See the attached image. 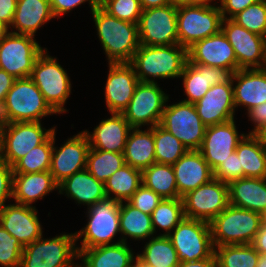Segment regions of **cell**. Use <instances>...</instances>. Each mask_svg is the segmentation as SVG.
<instances>
[{"label": "cell", "mask_w": 266, "mask_h": 267, "mask_svg": "<svg viewBox=\"0 0 266 267\" xmlns=\"http://www.w3.org/2000/svg\"><path fill=\"white\" fill-rule=\"evenodd\" d=\"M156 163L173 165L188 149L160 124L154 126Z\"/></svg>", "instance_id": "cell-42"}, {"label": "cell", "mask_w": 266, "mask_h": 267, "mask_svg": "<svg viewBox=\"0 0 266 267\" xmlns=\"http://www.w3.org/2000/svg\"><path fill=\"white\" fill-rule=\"evenodd\" d=\"M142 185V171L124 164L104 183L106 197L118 202L128 201Z\"/></svg>", "instance_id": "cell-36"}, {"label": "cell", "mask_w": 266, "mask_h": 267, "mask_svg": "<svg viewBox=\"0 0 266 267\" xmlns=\"http://www.w3.org/2000/svg\"><path fill=\"white\" fill-rule=\"evenodd\" d=\"M90 14L107 62H130L140 47L138 24L120 20L100 5Z\"/></svg>", "instance_id": "cell-1"}, {"label": "cell", "mask_w": 266, "mask_h": 267, "mask_svg": "<svg viewBox=\"0 0 266 267\" xmlns=\"http://www.w3.org/2000/svg\"><path fill=\"white\" fill-rule=\"evenodd\" d=\"M44 122L6 123L0 159L13 166L34 147L42 144L56 129L45 128Z\"/></svg>", "instance_id": "cell-14"}, {"label": "cell", "mask_w": 266, "mask_h": 267, "mask_svg": "<svg viewBox=\"0 0 266 267\" xmlns=\"http://www.w3.org/2000/svg\"><path fill=\"white\" fill-rule=\"evenodd\" d=\"M24 247L0 225V266L19 267Z\"/></svg>", "instance_id": "cell-45"}, {"label": "cell", "mask_w": 266, "mask_h": 267, "mask_svg": "<svg viewBox=\"0 0 266 267\" xmlns=\"http://www.w3.org/2000/svg\"><path fill=\"white\" fill-rule=\"evenodd\" d=\"M137 267H145V266L141 265V264L137 261Z\"/></svg>", "instance_id": "cell-65"}, {"label": "cell", "mask_w": 266, "mask_h": 267, "mask_svg": "<svg viewBox=\"0 0 266 267\" xmlns=\"http://www.w3.org/2000/svg\"><path fill=\"white\" fill-rule=\"evenodd\" d=\"M261 224L260 213L229 204L210 222L213 245L252 244Z\"/></svg>", "instance_id": "cell-7"}, {"label": "cell", "mask_w": 266, "mask_h": 267, "mask_svg": "<svg viewBox=\"0 0 266 267\" xmlns=\"http://www.w3.org/2000/svg\"><path fill=\"white\" fill-rule=\"evenodd\" d=\"M131 243L120 242L83 249L78 253V263L83 267H133L137 253L129 245Z\"/></svg>", "instance_id": "cell-30"}, {"label": "cell", "mask_w": 266, "mask_h": 267, "mask_svg": "<svg viewBox=\"0 0 266 267\" xmlns=\"http://www.w3.org/2000/svg\"><path fill=\"white\" fill-rule=\"evenodd\" d=\"M189 63L237 70V58L225 34L218 33L193 43L187 48Z\"/></svg>", "instance_id": "cell-22"}, {"label": "cell", "mask_w": 266, "mask_h": 267, "mask_svg": "<svg viewBox=\"0 0 266 267\" xmlns=\"http://www.w3.org/2000/svg\"><path fill=\"white\" fill-rule=\"evenodd\" d=\"M221 30L234 49L237 70L266 67V37L248 31L232 19H223Z\"/></svg>", "instance_id": "cell-16"}, {"label": "cell", "mask_w": 266, "mask_h": 267, "mask_svg": "<svg viewBox=\"0 0 266 267\" xmlns=\"http://www.w3.org/2000/svg\"><path fill=\"white\" fill-rule=\"evenodd\" d=\"M78 262L75 232L43 235L23 249L19 267H73Z\"/></svg>", "instance_id": "cell-6"}, {"label": "cell", "mask_w": 266, "mask_h": 267, "mask_svg": "<svg viewBox=\"0 0 266 267\" xmlns=\"http://www.w3.org/2000/svg\"><path fill=\"white\" fill-rule=\"evenodd\" d=\"M58 194L74 200L80 207L89 208L106 198L104 183L87 169L74 173L58 185Z\"/></svg>", "instance_id": "cell-29"}, {"label": "cell", "mask_w": 266, "mask_h": 267, "mask_svg": "<svg viewBox=\"0 0 266 267\" xmlns=\"http://www.w3.org/2000/svg\"><path fill=\"white\" fill-rule=\"evenodd\" d=\"M236 122L233 119L223 124L206 127L199 151L212 171L236 151L238 143L247 134L238 130Z\"/></svg>", "instance_id": "cell-19"}, {"label": "cell", "mask_w": 266, "mask_h": 267, "mask_svg": "<svg viewBox=\"0 0 266 267\" xmlns=\"http://www.w3.org/2000/svg\"><path fill=\"white\" fill-rule=\"evenodd\" d=\"M52 115L58 114L30 77L15 79L0 108V116L6 123L42 122Z\"/></svg>", "instance_id": "cell-4"}, {"label": "cell", "mask_w": 266, "mask_h": 267, "mask_svg": "<svg viewBox=\"0 0 266 267\" xmlns=\"http://www.w3.org/2000/svg\"><path fill=\"white\" fill-rule=\"evenodd\" d=\"M259 254L252 244L223 245L214 248L216 267H256Z\"/></svg>", "instance_id": "cell-39"}, {"label": "cell", "mask_w": 266, "mask_h": 267, "mask_svg": "<svg viewBox=\"0 0 266 267\" xmlns=\"http://www.w3.org/2000/svg\"><path fill=\"white\" fill-rule=\"evenodd\" d=\"M162 199V197L142 184L128 202L143 213L151 215Z\"/></svg>", "instance_id": "cell-47"}, {"label": "cell", "mask_w": 266, "mask_h": 267, "mask_svg": "<svg viewBox=\"0 0 266 267\" xmlns=\"http://www.w3.org/2000/svg\"><path fill=\"white\" fill-rule=\"evenodd\" d=\"M178 198L210 182L214 176L213 171L204 160L199 150H188L173 165Z\"/></svg>", "instance_id": "cell-26"}, {"label": "cell", "mask_w": 266, "mask_h": 267, "mask_svg": "<svg viewBox=\"0 0 266 267\" xmlns=\"http://www.w3.org/2000/svg\"><path fill=\"white\" fill-rule=\"evenodd\" d=\"M213 176L217 180L229 184L232 181L244 178L243 169L240 167L239 157L236 153H232L222 162L214 171Z\"/></svg>", "instance_id": "cell-46"}, {"label": "cell", "mask_w": 266, "mask_h": 267, "mask_svg": "<svg viewBox=\"0 0 266 267\" xmlns=\"http://www.w3.org/2000/svg\"><path fill=\"white\" fill-rule=\"evenodd\" d=\"M107 64V79L103 87L105 106L108 113H122L128 107L139 79L129 62Z\"/></svg>", "instance_id": "cell-21"}, {"label": "cell", "mask_w": 266, "mask_h": 267, "mask_svg": "<svg viewBox=\"0 0 266 267\" xmlns=\"http://www.w3.org/2000/svg\"><path fill=\"white\" fill-rule=\"evenodd\" d=\"M53 191L58 193V184L50 171L39 173H13L12 201L34 206L38 200H44Z\"/></svg>", "instance_id": "cell-27"}, {"label": "cell", "mask_w": 266, "mask_h": 267, "mask_svg": "<svg viewBox=\"0 0 266 267\" xmlns=\"http://www.w3.org/2000/svg\"><path fill=\"white\" fill-rule=\"evenodd\" d=\"M15 78L5 70L0 69V108L2 107L7 92L13 86Z\"/></svg>", "instance_id": "cell-53"}, {"label": "cell", "mask_w": 266, "mask_h": 267, "mask_svg": "<svg viewBox=\"0 0 266 267\" xmlns=\"http://www.w3.org/2000/svg\"><path fill=\"white\" fill-rule=\"evenodd\" d=\"M260 0H219L218 5L223 19H232L248 6L258 3Z\"/></svg>", "instance_id": "cell-50"}, {"label": "cell", "mask_w": 266, "mask_h": 267, "mask_svg": "<svg viewBox=\"0 0 266 267\" xmlns=\"http://www.w3.org/2000/svg\"><path fill=\"white\" fill-rule=\"evenodd\" d=\"M177 101L171 104L168 98L160 125L177 137L188 150H199L207 126L198 116L194 104Z\"/></svg>", "instance_id": "cell-11"}, {"label": "cell", "mask_w": 266, "mask_h": 267, "mask_svg": "<svg viewBox=\"0 0 266 267\" xmlns=\"http://www.w3.org/2000/svg\"><path fill=\"white\" fill-rule=\"evenodd\" d=\"M252 246L260 253L266 254V224L262 223L256 234Z\"/></svg>", "instance_id": "cell-54"}, {"label": "cell", "mask_w": 266, "mask_h": 267, "mask_svg": "<svg viewBox=\"0 0 266 267\" xmlns=\"http://www.w3.org/2000/svg\"><path fill=\"white\" fill-rule=\"evenodd\" d=\"M124 164L123 153L90 148L87 155L86 169L98 181L105 183Z\"/></svg>", "instance_id": "cell-40"}, {"label": "cell", "mask_w": 266, "mask_h": 267, "mask_svg": "<svg viewBox=\"0 0 266 267\" xmlns=\"http://www.w3.org/2000/svg\"><path fill=\"white\" fill-rule=\"evenodd\" d=\"M140 4L143 10L149 8L163 7L170 4L169 0H140Z\"/></svg>", "instance_id": "cell-56"}, {"label": "cell", "mask_w": 266, "mask_h": 267, "mask_svg": "<svg viewBox=\"0 0 266 267\" xmlns=\"http://www.w3.org/2000/svg\"><path fill=\"white\" fill-rule=\"evenodd\" d=\"M57 57L47 48L37 57L30 78L37 85L49 106L59 115L68 113L66 103L72 93V80ZM65 106V107H64Z\"/></svg>", "instance_id": "cell-5"}, {"label": "cell", "mask_w": 266, "mask_h": 267, "mask_svg": "<svg viewBox=\"0 0 266 267\" xmlns=\"http://www.w3.org/2000/svg\"><path fill=\"white\" fill-rule=\"evenodd\" d=\"M142 184L163 199L178 198V188L172 165L153 163L142 171Z\"/></svg>", "instance_id": "cell-37"}, {"label": "cell", "mask_w": 266, "mask_h": 267, "mask_svg": "<svg viewBox=\"0 0 266 267\" xmlns=\"http://www.w3.org/2000/svg\"><path fill=\"white\" fill-rule=\"evenodd\" d=\"M9 33V28L4 24L0 23V44L2 43L4 37Z\"/></svg>", "instance_id": "cell-60"}, {"label": "cell", "mask_w": 266, "mask_h": 267, "mask_svg": "<svg viewBox=\"0 0 266 267\" xmlns=\"http://www.w3.org/2000/svg\"><path fill=\"white\" fill-rule=\"evenodd\" d=\"M92 131L82 130L86 135L90 148L124 153L126 141L133 129L122 113H108Z\"/></svg>", "instance_id": "cell-24"}, {"label": "cell", "mask_w": 266, "mask_h": 267, "mask_svg": "<svg viewBox=\"0 0 266 267\" xmlns=\"http://www.w3.org/2000/svg\"><path fill=\"white\" fill-rule=\"evenodd\" d=\"M12 186V166H9L6 162L0 159V209L5 204L12 202Z\"/></svg>", "instance_id": "cell-49"}, {"label": "cell", "mask_w": 266, "mask_h": 267, "mask_svg": "<svg viewBox=\"0 0 266 267\" xmlns=\"http://www.w3.org/2000/svg\"><path fill=\"white\" fill-rule=\"evenodd\" d=\"M237 70H229L223 67H211L197 63L187 62L183 73L180 75L183 95L181 101L195 104L211 88L222 84H233V77Z\"/></svg>", "instance_id": "cell-18"}, {"label": "cell", "mask_w": 266, "mask_h": 267, "mask_svg": "<svg viewBox=\"0 0 266 267\" xmlns=\"http://www.w3.org/2000/svg\"><path fill=\"white\" fill-rule=\"evenodd\" d=\"M180 262L207 259L214 254L210 223L184 217L168 235Z\"/></svg>", "instance_id": "cell-9"}, {"label": "cell", "mask_w": 266, "mask_h": 267, "mask_svg": "<svg viewBox=\"0 0 266 267\" xmlns=\"http://www.w3.org/2000/svg\"><path fill=\"white\" fill-rule=\"evenodd\" d=\"M123 154L125 164L140 171L155 163L154 126L133 128L128 135Z\"/></svg>", "instance_id": "cell-32"}, {"label": "cell", "mask_w": 266, "mask_h": 267, "mask_svg": "<svg viewBox=\"0 0 266 267\" xmlns=\"http://www.w3.org/2000/svg\"><path fill=\"white\" fill-rule=\"evenodd\" d=\"M253 135L266 148V124L261 126Z\"/></svg>", "instance_id": "cell-57"}, {"label": "cell", "mask_w": 266, "mask_h": 267, "mask_svg": "<svg viewBox=\"0 0 266 267\" xmlns=\"http://www.w3.org/2000/svg\"><path fill=\"white\" fill-rule=\"evenodd\" d=\"M183 218L182 198L162 199L151 213L155 235L168 236Z\"/></svg>", "instance_id": "cell-38"}, {"label": "cell", "mask_w": 266, "mask_h": 267, "mask_svg": "<svg viewBox=\"0 0 266 267\" xmlns=\"http://www.w3.org/2000/svg\"><path fill=\"white\" fill-rule=\"evenodd\" d=\"M245 115L252 124L247 134H254L261 126L266 124V102L250 109Z\"/></svg>", "instance_id": "cell-51"}, {"label": "cell", "mask_w": 266, "mask_h": 267, "mask_svg": "<svg viewBox=\"0 0 266 267\" xmlns=\"http://www.w3.org/2000/svg\"><path fill=\"white\" fill-rule=\"evenodd\" d=\"M187 62V48L174 44L140 45L129 63L140 82L158 83V80H179Z\"/></svg>", "instance_id": "cell-2"}, {"label": "cell", "mask_w": 266, "mask_h": 267, "mask_svg": "<svg viewBox=\"0 0 266 267\" xmlns=\"http://www.w3.org/2000/svg\"><path fill=\"white\" fill-rule=\"evenodd\" d=\"M169 97L160 84L139 81L122 114L132 128H152L160 124Z\"/></svg>", "instance_id": "cell-10"}, {"label": "cell", "mask_w": 266, "mask_h": 267, "mask_svg": "<svg viewBox=\"0 0 266 267\" xmlns=\"http://www.w3.org/2000/svg\"><path fill=\"white\" fill-rule=\"evenodd\" d=\"M49 2L53 15L57 20L85 3H88L90 13L99 5V0H49Z\"/></svg>", "instance_id": "cell-48"}, {"label": "cell", "mask_w": 266, "mask_h": 267, "mask_svg": "<svg viewBox=\"0 0 266 267\" xmlns=\"http://www.w3.org/2000/svg\"><path fill=\"white\" fill-rule=\"evenodd\" d=\"M45 48L34 36L9 32L0 44V69L15 79L30 77L37 57Z\"/></svg>", "instance_id": "cell-12"}, {"label": "cell", "mask_w": 266, "mask_h": 267, "mask_svg": "<svg viewBox=\"0 0 266 267\" xmlns=\"http://www.w3.org/2000/svg\"><path fill=\"white\" fill-rule=\"evenodd\" d=\"M119 225L122 242H145L155 236L151 215L143 213L128 201L120 202Z\"/></svg>", "instance_id": "cell-33"}, {"label": "cell", "mask_w": 266, "mask_h": 267, "mask_svg": "<svg viewBox=\"0 0 266 267\" xmlns=\"http://www.w3.org/2000/svg\"><path fill=\"white\" fill-rule=\"evenodd\" d=\"M53 151V133L40 145L34 147L13 166V173H39L49 171Z\"/></svg>", "instance_id": "cell-41"}, {"label": "cell", "mask_w": 266, "mask_h": 267, "mask_svg": "<svg viewBox=\"0 0 266 267\" xmlns=\"http://www.w3.org/2000/svg\"><path fill=\"white\" fill-rule=\"evenodd\" d=\"M145 243V244H144ZM137 251V261L145 267H177V252L168 236L155 235L142 243Z\"/></svg>", "instance_id": "cell-34"}, {"label": "cell", "mask_w": 266, "mask_h": 267, "mask_svg": "<svg viewBox=\"0 0 266 267\" xmlns=\"http://www.w3.org/2000/svg\"><path fill=\"white\" fill-rule=\"evenodd\" d=\"M194 105L198 116L207 127L237 120L233 84L211 86Z\"/></svg>", "instance_id": "cell-23"}, {"label": "cell", "mask_w": 266, "mask_h": 267, "mask_svg": "<svg viewBox=\"0 0 266 267\" xmlns=\"http://www.w3.org/2000/svg\"><path fill=\"white\" fill-rule=\"evenodd\" d=\"M17 6V0H0V23L10 28Z\"/></svg>", "instance_id": "cell-52"}, {"label": "cell", "mask_w": 266, "mask_h": 267, "mask_svg": "<svg viewBox=\"0 0 266 267\" xmlns=\"http://www.w3.org/2000/svg\"><path fill=\"white\" fill-rule=\"evenodd\" d=\"M256 267H266V254H259V259Z\"/></svg>", "instance_id": "cell-61"}, {"label": "cell", "mask_w": 266, "mask_h": 267, "mask_svg": "<svg viewBox=\"0 0 266 267\" xmlns=\"http://www.w3.org/2000/svg\"><path fill=\"white\" fill-rule=\"evenodd\" d=\"M219 0H187L189 5H211L218 4Z\"/></svg>", "instance_id": "cell-58"}, {"label": "cell", "mask_w": 266, "mask_h": 267, "mask_svg": "<svg viewBox=\"0 0 266 267\" xmlns=\"http://www.w3.org/2000/svg\"><path fill=\"white\" fill-rule=\"evenodd\" d=\"M229 204L262 213L266 209V178H240L228 184Z\"/></svg>", "instance_id": "cell-31"}, {"label": "cell", "mask_w": 266, "mask_h": 267, "mask_svg": "<svg viewBox=\"0 0 266 267\" xmlns=\"http://www.w3.org/2000/svg\"><path fill=\"white\" fill-rule=\"evenodd\" d=\"M73 267H83L78 262Z\"/></svg>", "instance_id": "cell-64"}, {"label": "cell", "mask_w": 266, "mask_h": 267, "mask_svg": "<svg viewBox=\"0 0 266 267\" xmlns=\"http://www.w3.org/2000/svg\"><path fill=\"white\" fill-rule=\"evenodd\" d=\"M57 128L53 131V151L50 173L59 185L74 173L86 169L87 155L90 149L83 131L68 137L59 146L56 145Z\"/></svg>", "instance_id": "cell-17"}, {"label": "cell", "mask_w": 266, "mask_h": 267, "mask_svg": "<svg viewBox=\"0 0 266 267\" xmlns=\"http://www.w3.org/2000/svg\"><path fill=\"white\" fill-rule=\"evenodd\" d=\"M232 20L248 31L266 37V2L260 0L248 6L236 14Z\"/></svg>", "instance_id": "cell-43"}, {"label": "cell", "mask_w": 266, "mask_h": 267, "mask_svg": "<svg viewBox=\"0 0 266 267\" xmlns=\"http://www.w3.org/2000/svg\"><path fill=\"white\" fill-rule=\"evenodd\" d=\"M99 5L110 15L135 24L143 11L140 0H99Z\"/></svg>", "instance_id": "cell-44"}, {"label": "cell", "mask_w": 266, "mask_h": 267, "mask_svg": "<svg viewBox=\"0 0 266 267\" xmlns=\"http://www.w3.org/2000/svg\"><path fill=\"white\" fill-rule=\"evenodd\" d=\"M233 95L236 111L239 107L245 114L266 102V67L237 70L233 77Z\"/></svg>", "instance_id": "cell-25"}, {"label": "cell", "mask_w": 266, "mask_h": 267, "mask_svg": "<svg viewBox=\"0 0 266 267\" xmlns=\"http://www.w3.org/2000/svg\"><path fill=\"white\" fill-rule=\"evenodd\" d=\"M53 19L56 18L53 15L49 0H17L9 32L36 37L38 30Z\"/></svg>", "instance_id": "cell-28"}, {"label": "cell", "mask_w": 266, "mask_h": 267, "mask_svg": "<svg viewBox=\"0 0 266 267\" xmlns=\"http://www.w3.org/2000/svg\"><path fill=\"white\" fill-rule=\"evenodd\" d=\"M222 20L218 4L177 6L179 45L189 48L193 43L218 33Z\"/></svg>", "instance_id": "cell-8"}, {"label": "cell", "mask_w": 266, "mask_h": 267, "mask_svg": "<svg viewBox=\"0 0 266 267\" xmlns=\"http://www.w3.org/2000/svg\"><path fill=\"white\" fill-rule=\"evenodd\" d=\"M236 153L244 178H266V148L253 134H246L238 143Z\"/></svg>", "instance_id": "cell-35"}, {"label": "cell", "mask_w": 266, "mask_h": 267, "mask_svg": "<svg viewBox=\"0 0 266 267\" xmlns=\"http://www.w3.org/2000/svg\"><path fill=\"white\" fill-rule=\"evenodd\" d=\"M140 45L167 46L179 44L177 6L149 8L142 11L138 23Z\"/></svg>", "instance_id": "cell-13"}, {"label": "cell", "mask_w": 266, "mask_h": 267, "mask_svg": "<svg viewBox=\"0 0 266 267\" xmlns=\"http://www.w3.org/2000/svg\"><path fill=\"white\" fill-rule=\"evenodd\" d=\"M184 217L210 223L229 205L228 184L213 178L182 197Z\"/></svg>", "instance_id": "cell-15"}, {"label": "cell", "mask_w": 266, "mask_h": 267, "mask_svg": "<svg viewBox=\"0 0 266 267\" xmlns=\"http://www.w3.org/2000/svg\"><path fill=\"white\" fill-rule=\"evenodd\" d=\"M119 209L120 202L108 197L86 208L84 213L87 223L80 230L75 231L78 253L83 249L122 242Z\"/></svg>", "instance_id": "cell-3"}, {"label": "cell", "mask_w": 266, "mask_h": 267, "mask_svg": "<svg viewBox=\"0 0 266 267\" xmlns=\"http://www.w3.org/2000/svg\"><path fill=\"white\" fill-rule=\"evenodd\" d=\"M6 127L5 120L0 116V155L3 148L4 131Z\"/></svg>", "instance_id": "cell-59"}, {"label": "cell", "mask_w": 266, "mask_h": 267, "mask_svg": "<svg viewBox=\"0 0 266 267\" xmlns=\"http://www.w3.org/2000/svg\"><path fill=\"white\" fill-rule=\"evenodd\" d=\"M171 5H185L187 4V0H169Z\"/></svg>", "instance_id": "cell-62"}, {"label": "cell", "mask_w": 266, "mask_h": 267, "mask_svg": "<svg viewBox=\"0 0 266 267\" xmlns=\"http://www.w3.org/2000/svg\"><path fill=\"white\" fill-rule=\"evenodd\" d=\"M262 223L266 224V209L261 213Z\"/></svg>", "instance_id": "cell-63"}, {"label": "cell", "mask_w": 266, "mask_h": 267, "mask_svg": "<svg viewBox=\"0 0 266 267\" xmlns=\"http://www.w3.org/2000/svg\"><path fill=\"white\" fill-rule=\"evenodd\" d=\"M177 267H216V259L213 254L211 257L207 259L190 261V262H180Z\"/></svg>", "instance_id": "cell-55"}, {"label": "cell", "mask_w": 266, "mask_h": 267, "mask_svg": "<svg viewBox=\"0 0 266 267\" xmlns=\"http://www.w3.org/2000/svg\"><path fill=\"white\" fill-rule=\"evenodd\" d=\"M35 206L7 203L0 209V225L25 247L44 234Z\"/></svg>", "instance_id": "cell-20"}]
</instances>
